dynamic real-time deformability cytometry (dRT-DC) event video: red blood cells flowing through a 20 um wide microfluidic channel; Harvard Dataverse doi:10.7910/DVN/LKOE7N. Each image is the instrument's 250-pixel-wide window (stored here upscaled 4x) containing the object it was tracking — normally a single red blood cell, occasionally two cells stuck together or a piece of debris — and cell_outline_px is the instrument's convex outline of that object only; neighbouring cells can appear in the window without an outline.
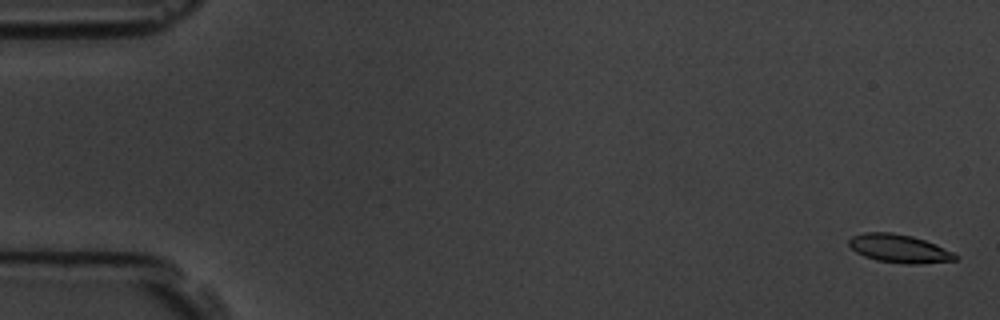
{"species": "common noctule bat (a hibernating species)", "species_latin": "Nyctalus noctula", "temperature_condition": "room temperature", "stored_images_in_passage": 6, "camera_frame_rate_fps": 3000, "um_per_image_px": 0.085, "animal": {"sex": "male", "body_mass_g": 19.5, "forearm_length_mm": 54.6}, "frame": {"image": 1, "passage_image": 1, "time_ms": 0.0, "image_size_px": [1000, 320], "cell_outline_px": [[960, 256], [956, 260], [920, 264], [904, 264], [876, 260], [864, 256], [856, 252], [848, 244], [848, 240], [852, 236], [864, 232], [892, 232], [912, 236], [936, 244]], "centroid_in_image_um": [76.43, 21.13], "position_along_channel_um": 8.6, "area_um2": 17.63}}